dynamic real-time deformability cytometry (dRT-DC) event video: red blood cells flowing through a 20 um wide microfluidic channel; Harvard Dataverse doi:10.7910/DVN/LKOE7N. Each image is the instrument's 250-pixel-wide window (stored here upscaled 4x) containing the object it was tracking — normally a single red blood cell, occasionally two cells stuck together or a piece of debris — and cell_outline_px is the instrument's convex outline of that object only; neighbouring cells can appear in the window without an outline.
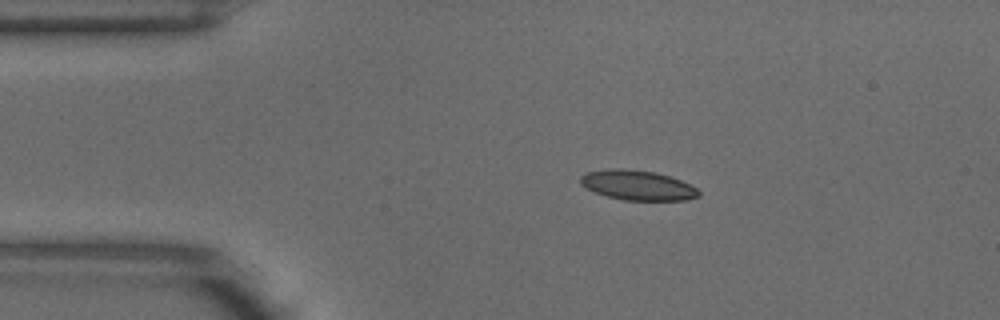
{"species": "common noctule bat (a hibernating species)", "species_latin": "Nyctalus noctula", "temperature_condition": "warm", "stored_images_in_passage": 2, "camera_frame_rate_fps": 3000, "um_per_image_px": 0.085, "animal": {"sex": "male", "body_mass_g": 18.8}, "frame": {"image": 1, "passage_image": 1, "time_ms": 0.0, "image_size_px": [1000, 320], "cell_outline_px": [[700, 196], [684, 200], [624, 200], [608, 196], [596, 192], [580, 184], [580, 176], [588, 172], [608, 168], [620, 168], [656, 172], [680, 180], [696, 188], [700, 192]], "centroid_in_image_um": [54.19, 15.74], "position_along_channel_um": 30.8, "area_um2": 20.35}}